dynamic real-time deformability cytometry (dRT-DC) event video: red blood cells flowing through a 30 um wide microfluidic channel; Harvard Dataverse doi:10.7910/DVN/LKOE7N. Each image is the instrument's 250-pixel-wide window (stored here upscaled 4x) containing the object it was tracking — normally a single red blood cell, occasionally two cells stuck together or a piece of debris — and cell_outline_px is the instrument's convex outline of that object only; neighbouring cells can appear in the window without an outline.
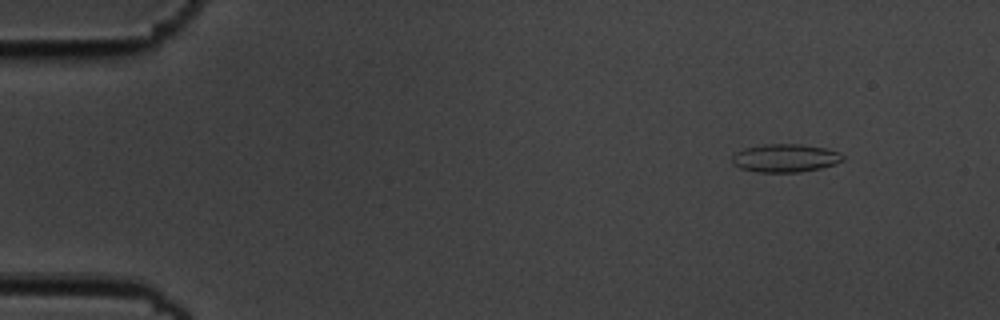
{"species": "common noctule bat (a hibernating species)", "species_latin": "Nyctalus noctula", "temperature_condition": "cold", "stored_images_in_passage": 4, "camera_frame_rate_fps": 3000, "um_per_image_px": 0.085, "animal": {"sex": "male", "body_mass_g": 19.5, "forearm_length_mm": 54.6}, "frame": {"image": 1, "passage_image": 1, "time_ms": 0.0, "image_size_px": [1000, 320], "cell_outline_px": [[844, 160], [836, 164], [820, 168], [800, 172], [756, 172], [740, 168], [732, 164], [732, 156], [736, 152], [744, 148], [764, 144], [800, 144], [824, 148], [840, 152], [844, 156]], "centroid_in_image_um": [66.74, 13.44], "position_along_channel_um": 18.3, "area_um2": 18.26}}
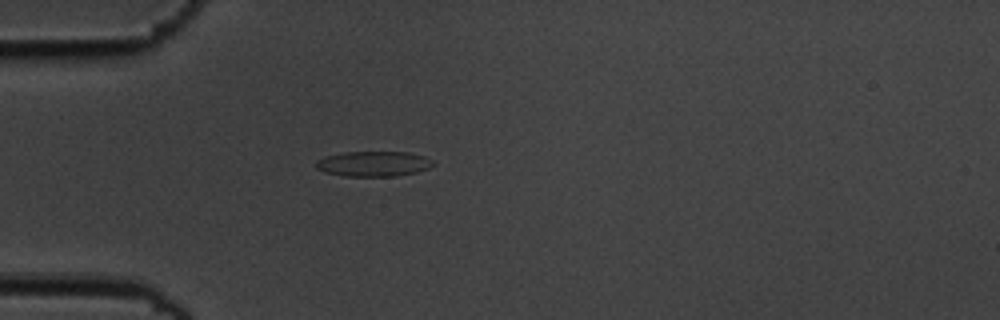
{"frame": {"image": 2, "passage_image": 4, "time_ms": 1.0, "image_size_px": [1000, 320], "cell_outline_px": [[436, 164], [428, 168], [416, 172], [396, 176], [344, 176], [324, 172], [316, 168], [316, 160], [324, 156], [344, 152], [408, 152], [424, 156], [432, 160]], "centroid_in_image_um": [31.73, 13.92], "position_along_channel_um": 53.3, "area_um2": 17.28}}